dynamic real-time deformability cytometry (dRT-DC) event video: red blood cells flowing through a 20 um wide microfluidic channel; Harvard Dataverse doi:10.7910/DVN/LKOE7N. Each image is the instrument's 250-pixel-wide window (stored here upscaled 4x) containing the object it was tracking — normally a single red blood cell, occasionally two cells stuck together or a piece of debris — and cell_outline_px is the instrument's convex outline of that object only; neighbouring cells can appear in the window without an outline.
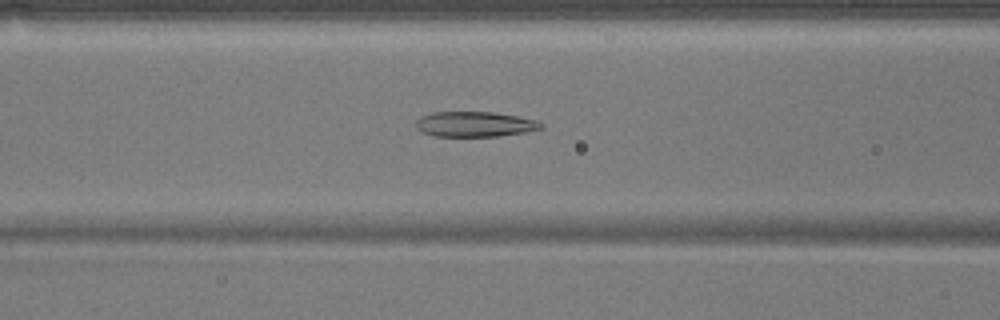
{"species": "common noctule bat (a hibernating species)", "species_latin": "Nyctalus noctula", "temperature_condition": "warm", "stored_images_in_passage": 41, "camera_frame_rate_fps": 3000, "um_per_image_px": 0.085, "animal": {"sex": "male", "body_mass_g": 17.9}, "frame": {"image": 1, "passage_image": 10, "time_ms": 3.0, "image_size_px": [1000, 320], "cell_outline_px": [[544, 128], [524, 132], [496, 136], [432, 136], [416, 128], [416, 120], [420, 116], [432, 112], [492, 112], [516, 116], [536, 120], [544, 124]], "centroid_in_image_um": [40.34, 10.55], "position_along_channel_um": 126.3, "area_um2": 18.32}}
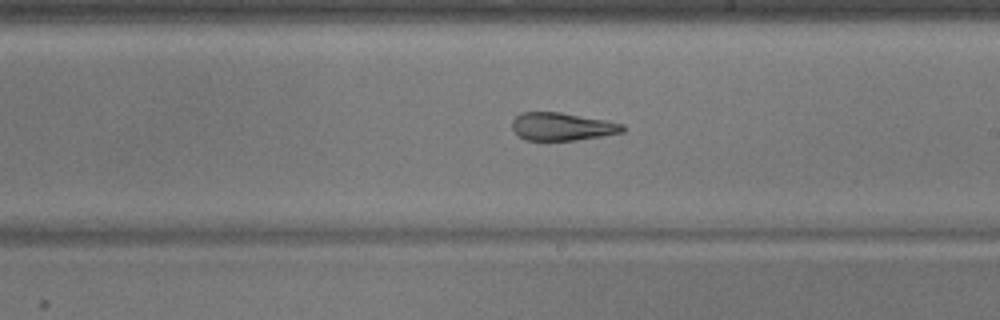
{"frame": {"image": 2, "passage_image": 19, "time_ms": 6.0, "image_size_px": [1000, 320], "cell_outline_px": [[624, 132], [604, 136], [576, 140], [524, 140], [512, 128], [512, 120], [520, 112], [560, 112], [604, 120], [624, 124]], "centroid_in_image_um": [47.77, 10.76], "position_along_channel_um": 241.2, "area_um2": 17.92}}
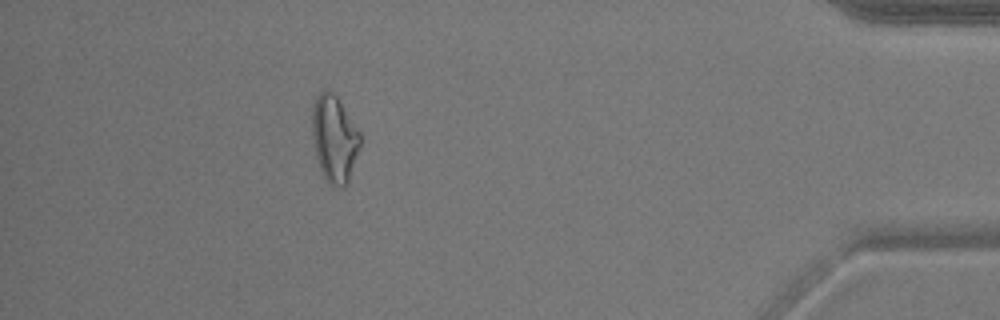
{"frame": {"image": 3, "passage_image": 36, "time_ms": 11.667, "image_size_px": [1000, 320], "cell_outline_px": [[360, 148], [348, 184], [344, 188], [340, 188], [328, 184], [324, 180], [316, 156], [312, 140], [312, 104], [316, 96], [320, 92], [328, 88], [336, 96], [360, 132]], "centroid_in_image_um": [28.41, 11.83], "position_along_channel_um": 406.8, "area_um2": 24.68}, "authors_computed_cell_mechanics": {"area_um2": 19.652, "velocity_mm_per_s": 3.8467, "shape_relaxation_time_tau1_ms": null, "shape_relaxation_time_tau2_ms": 3.0459, "deformation_change_tau1": null, "deformation_change_tau2": 0.1243}}